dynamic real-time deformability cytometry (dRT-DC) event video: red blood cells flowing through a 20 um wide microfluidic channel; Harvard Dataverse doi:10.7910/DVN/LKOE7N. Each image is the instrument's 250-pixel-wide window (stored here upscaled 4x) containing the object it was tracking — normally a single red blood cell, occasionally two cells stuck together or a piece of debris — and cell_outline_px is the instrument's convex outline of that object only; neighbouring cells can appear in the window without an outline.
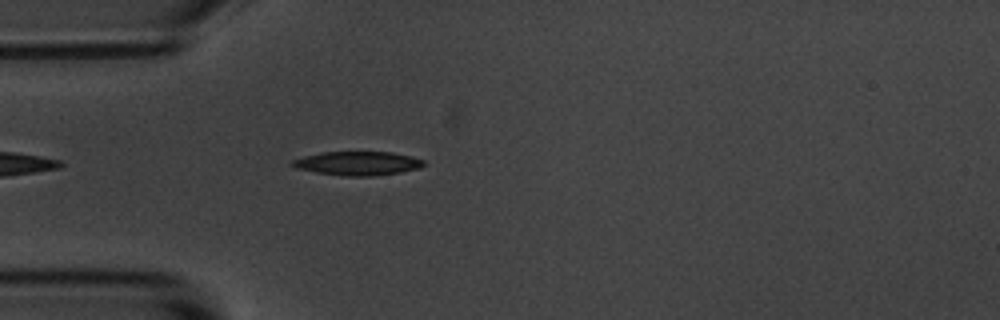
{"species": "common noctule bat (a hibernating species)", "species_latin": "Nyctalus noctula", "temperature_condition": "room temperature", "stored_images_in_passage": 1, "camera_frame_rate_fps": 3000, "um_per_image_px": 0.085, "animal": {"sex": "male", "body_mass_g": 20.1, "forearm_length_mm": 53.5}, "frame": {"image": 1, "passage_image": 1, "time_ms": 0.0, "image_size_px": [1000, 320], "cell_outline_px": [[424, 164], [420, 168], [400, 172], [368, 176], [344, 176], [316, 172], [296, 168], [288, 164], [292, 160], [304, 156], [324, 152], [392, 152], [424, 160]], "centroid_in_image_um": [30.36, 13.88], "position_along_channel_um": 54.6, "area_um2": 18.09}}